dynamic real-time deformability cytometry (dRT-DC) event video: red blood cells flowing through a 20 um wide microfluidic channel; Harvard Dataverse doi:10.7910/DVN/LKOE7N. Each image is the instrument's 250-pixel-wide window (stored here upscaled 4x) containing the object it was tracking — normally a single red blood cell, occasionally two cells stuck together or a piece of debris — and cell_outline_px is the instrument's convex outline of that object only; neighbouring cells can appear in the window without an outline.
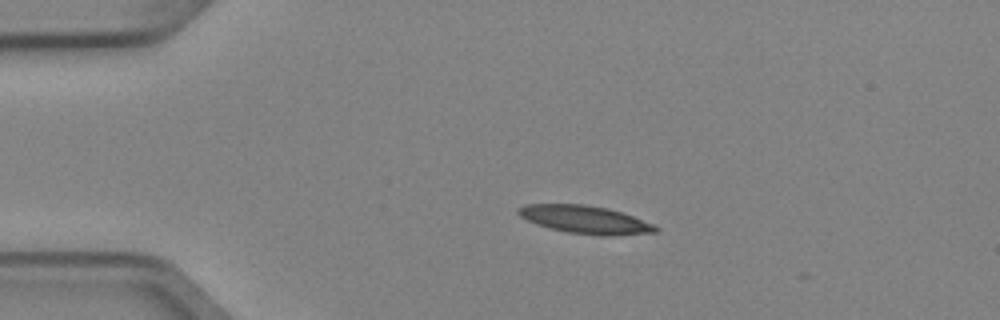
{"species": "Egyptian fruit bat (a non-hibernating species)", "species_latin": "Rousettus aegyptiacus", "temperature_condition": "cold", "stored_images_in_passage": 4, "camera_frame_rate_fps": 3000, "um_per_image_px": 0.085, "animal": {"sex": "female"}, "frame": {"image": 1, "passage_image": 3, "time_ms": 0.667, "image_size_px": [1000, 320], "cell_outline_px": [[660, 228], [656, 232], [600, 236], [568, 232], [536, 224], [520, 216], [516, 212], [516, 208], [524, 204], [584, 204], [608, 208], [632, 216], [652, 224]], "centroid_in_image_um": [49.69, 18.65], "position_along_channel_um": 35.3, "area_um2": 22.08}}